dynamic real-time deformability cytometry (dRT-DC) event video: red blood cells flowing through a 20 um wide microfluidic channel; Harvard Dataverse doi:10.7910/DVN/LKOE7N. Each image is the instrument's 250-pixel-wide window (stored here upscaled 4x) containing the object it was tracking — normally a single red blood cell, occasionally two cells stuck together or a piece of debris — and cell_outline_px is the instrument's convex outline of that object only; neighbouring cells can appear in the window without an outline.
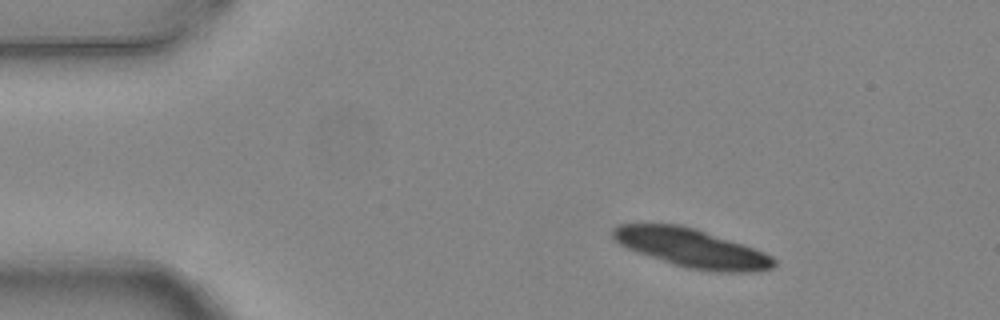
{"species": "common noctule bat (a hibernating species)", "species_latin": "Nyctalus noctula", "temperature_condition": "warm", "stored_images_in_passage": 4, "camera_frame_rate_fps": 3000, "um_per_image_px": 0.085, "animal": {"sex": "female", "body_mass_g": 24.6, "forearm_length_mm": 56.2}, "frame": {"image": 1, "passage_image": 1, "time_ms": 0.0, "image_size_px": [1000, 320], "cell_outline_px": [[776, 264], [772, 268], [756, 272], [716, 272], [688, 268], [672, 264], [636, 252], [620, 244], [612, 236], [612, 228], [620, 224], [680, 224], [696, 228], [756, 248], [772, 256], [776, 260]], "centroid_in_image_um": [58.82, 21.09], "position_along_channel_um": 26.2, "area_um2": 36.47}}
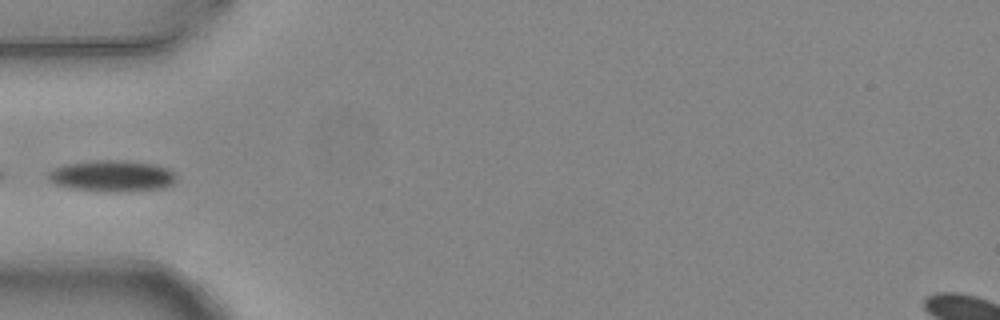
{"frame": {"image": 2, "passage_image": 4, "time_ms": 1.0, "image_size_px": [1000, 320], "cell_outline_px": [[176, 180], [172, 184], [160, 188], [120, 192], [96, 192], [68, 188], [56, 184], [48, 180], [48, 172], [64, 164], [96, 160], [124, 160], [152, 164], [168, 168], [176, 172]], "centroid_in_image_um": [9.51, 14.97], "position_along_channel_um": 75.5, "area_um2": 23.64}}